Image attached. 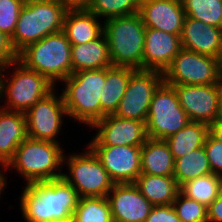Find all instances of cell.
Listing matches in <instances>:
<instances>
[{"instance_id": "6da1fadb", "label": "cell", "mask_w": 222, "mask_h": 222, "mask_svg": "<svg viewBox=\"0 0 222 222\" xmlns=\"http://www.w3.org/2000/svg\"><path fill=\"white\" fill-rule=\"evenodd\" d=\"M79 196L63 178L25 185L20 209L25 222H71Z\"/></svg>"}, {"instance_id": "7a4b0ae2", "label": "cell", "mask_w": 222, "mask_h": 222, "mask_svg": "<svg viewBox=\"0 0 222 222\" xmlns=\"http://www.w3.org/2000/svg\"><path fill=\"white\" fill-rule=\"evenodd\" d=\"M61 143L27 137L17 148L6 170L17 171L26 182H44L62 178L64 151ZM16 169V170H15Z\"/></svg>"}, {"instance_id": "3957f363", "label": "cell", "mask_w": 222, "mask_h": 222, "mask_svg": "<svg viewBox=\"0 0 222 222\" xmlns=\"http://www.w3.org/2000/svg\"><path fill=\"white\" fill-rule=\"evenodd\" d=\"M62 83L68 118L87 127L101 120L100 93L105 84V68L77 71Z\"/></svg>"}, {"instance_id": "277c9868", "label": "cell", "mask_w": 222, "mask_h": 222, "mask_svg": "<svg viewBox=\"0 0 222 222\" xmlns=\"http://www.w3.org/2000/svg\"><path fill=\"white\" fill-rule=\"evenodd\" d=\"M5 73L12 75L6 77ZM56 87L45 76L27 68L17 59L0 68V103L7 101L0 107L9 111L25 113Z\"/></svg>"}, {"instance_id": "5b68a950", "label": "cell", "mask_w": 222, "mask_h": 222, "mask_svg": "<svg viewBox=\"0 0 222 222\" xmlns=\"http://www.w3.org/2000/svg\"><path fill=\"white\" fill-rule=\"evenodd\" d=\"M67 9L59 0H26L10 38L17 54L28 44L62 31Z\"/></svg>"}, {"instance_id": "8992f818", "label": "cell", "mask_w": 222, "mask_h": 222, "mask_svg": "<svg viewBox=\"0 0 222 222\" xmlns=\"http://www.w3.org/2000/svg\"><path fill=\"white\" fill-rule=\"evenodd\" d=\"M71 46L60 31L28 44L18 53V60L56 86L72 74Z\"/></svg>"}, {"instance_id": "52a82bcc", "label": "cell", "mask_w": 222, "mask_h": 222, "mask_svg": "<svg viewBox=\"0 0 222 222\" xmlns=\"http://www.w3.org/2000/svg\"><path fill=\"white\" fill-rule=\"evenodd\" d=\"M103 23L112 66L142 70L146 27L139 13L110 18Z\"/></svg>"}, {"instance_id": "ba28073f", "label": "cell", "mask_w": 222, "mask_h": 222, "mask_svg": "<svg viewBox=\"0 0 222 222\" xmlns=\"http://www.w3.org/2000/svg\"><path fill=\"white\" fill-rule=\"evenodd\" d=\"M86 146L81 153H68V156L65 153L63 165L66 164L68 172H63L62 178L74 187L80 198L106 197L115 183L97 155Z\"/></svg>"}, {"instance_id": "9c48e42d", "label": "cell", "mask_w": 222, "mask_h": 222, "mask_svg": "<svg viewBox=\"0 0 222 222\" xmlns=\"http://www.w3.org/2000/svg\"><path fill=\"white\" fill-rule=\"evenodd\" d=\"M189 122L190 119L179 103L175 88L163 82L151 99L145 123L147 136L165 140Z\"/></svg>"}, {"instance_id": "30bf717a", "label": "cell", "mask_w": 222, "mask_h": 222, "mask_svg": "<svg viewBox=\"0 0 222 222\" xmlns=\"http://www.w3.org/2000/svg\"><path fill=\"white\" fill-rule=\"evenodd\" d=\"M168 85H209L221 78L219 59L181 49L163 72Z\"/></svg>"}, {"instance_id": "8fae6325", "label": "cell", "mask_w": 222, "mask_h": 222, "mask_svg": "<svg viewBox=\"0 0 222 222\" xmlns=\"http://www.w3.org/2000/svg\"><path fill=\"white\" fill-rule=\"evenodd\" d=\"M163 82V72L136 70L130 76L126 91L114 115L146 123L151 99Z\"/></svg>"}, {"instance_id": "7c38bea8", "label": "cell", "mask_w": 222, "mask_h": 222, "mask_svg": "<svg viewBox=\"0 0 222 222\" xmlns=\"http://www.w3.org/2000/svg\"><path fill=\"white\" fill-rule=\"evenodd\" d=\"M56 90L55 88L24 113L29 138L61 143L57 138L68 114L63 97Z\"/></svg>"}, {"instance_id": "4fadbf2b", "label": "cell", "mask_w": 222, "mask_h": 222, "mask_svg": "<svg viewBox=\"0 0 222 222\" xmlns=\"http://www.w3.org/2000/svg\"><path fill=\"white\" fill-rule=\"evenodd\" d=\"M92 128L97 133L86 144L88 146H142L148 138L145 122L114 114L106 115L95 122L90 127L91 130Z\"/></svg>"}, {"instance_id": "5bb4252c", "label": "cell", "mask_w": 222, "mask_h": 222, "mask_svg": "<svg viewBox=\"0 0 222 222\" xmlns=\"http://www.w3.org/2000/svg\"><path fill=\"white\" fill-rule=\"evenodd\" d=\"M170 86L175 88L179 103L191 122L210 125L221 117L218 83Z\"/></svg>"}, {"instance_id": "9a60e30c", "label": "cell", "mask_w": 222, "mask_h": 222, "mask_svg": "<svg viewBox=\"0 0 222 222\" xmlns=\"http://www.w3.org/2000/svg\"><path fill=\"white\" fill-rule=\"evenodd\" d=\"M115 184L134 183L141 174V146H89Z\"/></svg>"}, {"instance_id": "2e32d148", "label": "cell", "mask_w": 222, "mask_h": 222, "mask_svg": "<svg viewBox=\"0 0 222 222\" xmlns=\"http://www.w3.org/2000/svg\"><path fill=\"white\" fill-rule=\"evenodd\" d=\"M106 198L113 222H145L154 207L134 183L114 184Z\"/></svg>"}, {"instance_id": "e0dca14e", "label": "cell", "mask_w": 222, "mask_h": 222, "mask_svg": "<svg viewBox=\"0 0 222 222\" xmlns=\"http://www.w3.org/2000/svg\"><path fill=\"white\" fill-rule=\"evenodd\" d=\"M139 15L145 27L181 34L186 18L181 0H141Z\"/></svg>"}, {"instance_id": "ac0fdd59", "label": "cell", "mask_w": 222, "mask_h": 222, "mask_svg": "<svg viewBox=\"0 0 222 222\" xmlns=\"http://www.w3.org/2000/svg\"><path fill=\"white\" fill-rule=\"evenodd\" d=\"M180 35L146 27L142 70L164 72L182 49Z\"/></svg>"}, {"instance_id": "d6986e66", "label": "cell", "mask_w": 222, "mask_h": 222, "mask_svg": "<svg viewBox=\"0 0 222 222\" xmlns=\"http://www.w3.org/2000/svg\"><path fill=\"white\" fill-rule=\"evenodd\" d=\"M183 49L219 59L222 52V29L186 17L180 35Z\"/></svg>"}, {"instance_id": "ffe728a7", "label": "cell", "mask_w": 222, "mask_h": 222, "mask_svg": "<svg viewBox=\"0 0 222 222\" xmlns=\"http://www.w3.org/2000/svg\"><path fill=\"white\" fill-rule=\"evenodd\" d=\"M88 9L68 10L62 31L71 45L86 44L104 32V21ZM101 22V23H100Z\"/></svg>"}, {"instance_id": "44dd1931", "label": "cell", "mask_w": 222, "mask_h": 222, "mask_svg": "<svg viewBox=\"0 0 222 222\" xmlns=\"http://www.w3.org/2000/svg\"><path fill=\"white\" fill-rule=\"evenodd\" d=\"M27 137L25 114L0 107V160L5 165L15 156L18 146Z\"/></svg>"}, {"instance_id": "7402d4cb", "label": "cell", "mask_w": 222, "mask_h": 222, "mask_svg": "<svg viewBox=\"0 0 222 222\" xmlns=\"http://www.w3.org/2000/svg\"><path fill=\"white\" fill-rule=\"evenodd\" d=\"M72 73L112 66L108 41L103 33L86 44L71 46Z\"/></svg>"}, {"instance_id": "603a6c76", "label": "cell", "mask_w": 222, "mask_h": 222, "mask_svg": "<svg viewBox=\"0 0 222 222\" xmlns=\"http://www.w3.org/2000/svg\"><path fill=\"white\" fill-rule=\"evenodd\" d=\"M174 163L165 140L148 137L141 146V174L173 176Z\"/></svg>"}, {"instance_id": "cb8c5ba5", "label": "cell", "mask_w": 222, "mask_h": 222, "mask_svg": "<svg viewBox=\"0 0 222 222\" xmlns=\"http://www.w3.org/2000/svg\"><path fill=\"white\" fill-rule=\"evenodd\" d=\"M136 70L129 67L111 66L105 68V84L100 93L101 119L114 114L126 91L130 76Z\"/></svg>"}, {"instance_id": "d4e9b609", "label": "cell", "mask_w": 222, "mask_h": 222, "mask_svg": "<svg viewBox=\"0 0 222 222\" xmlns=\"http://www.w3.org/2000/svg\"><path fill=\"white\" fill-rule=\"evenodd\" d=\"M134 185L153 206L173 204L180 191L173 176L140 174Z\"/></svg>"}, {"instance_id": "484cf974", "label": "cell", "mask_w": 222, "mask_h": 222, "mask_svg": "<svg viewBox=\"0 0 222 222\" xmlns=\"http://www.w3.org/2000/svg\"><path fill=\"white\" fill-rule=\"evenodd\" d=\"M209 134V125L201 122H189L184 128L167 137L170 152L174 160L180 158L190 151L205 145Z\"/></svg>"}, {"instance_id": "4316f807", "label": "cell", "mask_w": 222, "mask_h": 222, "mask_svg": "<svg viewBox=\"0 0 222 222\" xmlns=\"http://www.w3.org/2000/svg\"><path fill=\"white\" fill-rule=\"evenodd\" d=\"M212 173L204 146L175 159L173 177L181 187L186 182Z\"/></svg>"}, {"instance_id": "83f0119b", "label": "cell", "mask_w": 222, "mask_h": 222, "mask_svg": "<svg viewBox=\"0 0 222 222\" xmlns=\"http://www.w3.org/2000/svg\"><path fill=\"white\" fill-rule=\"evenodd\" d=\"M180 191L208 207L222 192V177L210 173L186 182Z\"/></svg>"}, {"instance_id": "f1b7e54d", "label": "cell", "mask_w": 222, "mask_h": 222, "mask_svg": "<svg viewBox=\"0 0 222 222\" xmlns=\"http://www.w3.org/2000/svg\"><path fill=\"white\" fill-rule=\"evenodd\" d=\"M71 222H113L107 198H79Z\"/></svg>"}, {"instance_id": "f546056e", "label": "cell", "mask_w": 222, "mask_h": 222, "mask_svg": "<svg viewBox=\"0 0 222 222\" xmlns=\"http://www.w3.org/2000/svg\"><path fill=\"white\" fill-rule=\"evenodd\" d=\"M186 17L222 29V0H181Z\"/></svg>"}, {"instance_id": "4dcf8cb0", "label": "cell", "mask_w": 222, "mask_h": 222, "mask_svg": "<svg viewBox=\"0 0 222 222\" xmlns=\"http://www.w3.org/2000/svg\"><path fill=\"white\" fill-rule=\"evenodd\" d=\"M140 2L141 0H92L88 10L105 21L138 13Z\"/></svg>"}, {"instance_id": "1f68e13d", "label": "cell", "mask_w": 222, "mask_h": 222, "mask_svg": "<svg viewBox=\"0 0 222 222\" xmlns=\"http://www.w3.org/2000/svg\"><path fill=\"white\" fill-rule=\"evenodd\" d=\"M178 218L182 222H208V209L205 205L178 192L173 202Z\"/></svg>"}, {"instance_id": "d6a6232c", "label": "cell", "mask_w": 222, "mask_h": 222, "mask_svg": "<svg viewBox=\"0 0 222 222\" xmlns=\"http://www.w3.org/2000/svg\"><path fill=\"white\" fill-rule=\"evenodd\" d=\"M26 0H0V31L10 38L15 32L21 8Z\"/></svg>"}, {"instance_id": "836d02e7", "label": "cell", "mask_w": 222, "mask_h": 222, "mask_svg": "<svg viewBox=\"0 0 222 222\" xmlns=\"http://www.w3.org/2000/svg\"><path fill=\"white\" fill-rule=\"evenodd\" d=\"M204 149L209 160L212 174L222 177V143L208 134Z\"/></svg>"}, {"instance_id": "e575fe53", "label": "cell", "mask_w": 222, "mask_h": 222, "mask_svg": "<svg viewBox=\"0 0 222 222\" xmlns=\"http://www.w3.org/2000/svg\"><path fill=\"white\" fill-rule=\"evenodd\" d=\"M145 222H182L173 204L154 206Z\"/></svg>"}, {"instance_id": "d590c367", "label": "cell", "mask_w": 222, "mask_h": 222, "mask_svg": "<svg viewBox=\"0 0 222 222\" xmlns=\"http://www.w3.org/2000/svg\"><path fill=\"white\" fill-rule=\"evenodd\" d=\"M17 59L18 54L11 45L10 37L0 31V68Z\"/></svg>"}, {"instance_id": "8d00e7d4", "label": "cell", "mask_w": 222, "mask_h": 222, "mask_svg": "<svg viewBox=\"0 0 222 222\" xmlns=\"http://www.w3.org/2000/svg\"><path fill=\"white\" fill-rule=\"evenodd\" d=\"M207 209H208V222H222V192L207 207Z\"/></svg>"}, {"instance_id": "74e56055", "label": "cell", "mask_w": 222, "mask_h": 222, "mask_svg": "<svg viewBox=\"0 0 222 222\" xmlns=\"http://www.w3.org/2000/svg\"><path fill=\"white\" fill-rule=\"evenodd\" d=\"M67 10L88 9L92 0H59Z\"/></svg>"}, {"instance_id": "f35d334b", "label": "cell", "mask_w": 222, "mask_h": 222, "mask_svg": "<svg viewBox=\"0 0 222 222\" xmlns=\"http://www.w3.org/2000/svg\"><path fill=\"white\" fill-rule=\"evenodd\" d=\"M209 134L222 143V116L209 125Z\"/></svg>"}, {"instance_id": "ab89813d", "label": "cell", "mask_w": 222, "mask_h": 222, "mask_svg": "<svg viewBox=\"0 0 222 222\" xmlns=\"http://www.w3.org/2000/svg\"><path fill=\"white\" fill-rule=\"evenodd\" d=\"M6 177H7L6 175H0V197L4 193V189L7 188L6 187L7 186L6 183H7V179L8 178H6Z\"/></svg>"}, {"instance_id": "60d3db41", "label": "cell", "mask_w": 222, "mask_h": 222, "mask_svg": "<svg viewBox=\"0 0 222 222\" xmlns=\"http://www.w3.org/2000/svg\"><path fill=\"white\" fill-rule=\"evenodd\" d=\"M218 88H219V95H220V113L222 116V75H221L220 81L218 82Z\"/></svg>"}, {"instance_id": "b9f144b4", "label": "cell", "mask_w": 222, "mask_h": 222, "mask_svg": "<svg viewBox=\"0 0 222 222\" xmlns=\"http://www.w3.org/2000/svg\"><path fill=\"white\" fill-rule=\"evenodd\" d=\"M4 168V171H3ZM6 171V165L3 161L0 160V175H5L4 172Z\"/></svg>"}, {"instance_id": "7bdbcfd3", "label": "cell", "mask_w": 222, "mask_h": 222, "mask_svg": "<svg viewBox=\"0 0 222 222\" xmlns=\"http://www.w3.org/2000/svg\"><path fill=\"white\" fill-rule=\"evenodd\" d=\"M219 66H220V73L222 75V52H221V55L219 57Z\"/></svg>"}]
</instances>
